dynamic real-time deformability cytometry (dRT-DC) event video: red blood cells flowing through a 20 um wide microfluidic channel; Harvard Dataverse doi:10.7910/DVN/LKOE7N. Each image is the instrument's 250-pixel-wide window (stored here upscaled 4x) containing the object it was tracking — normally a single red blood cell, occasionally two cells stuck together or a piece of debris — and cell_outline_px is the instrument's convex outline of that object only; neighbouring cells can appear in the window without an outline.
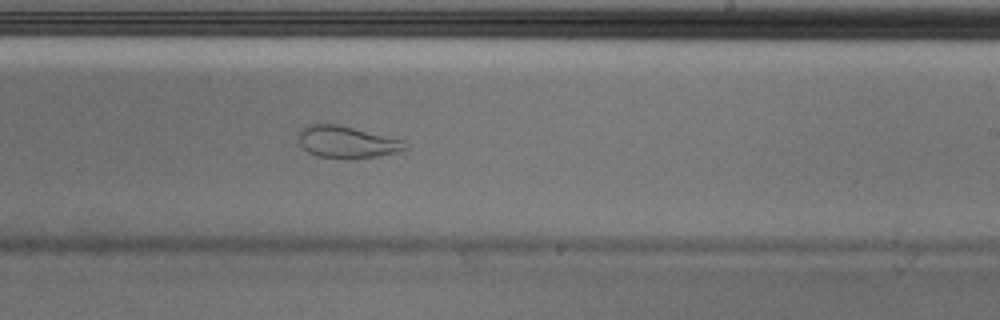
{"species": "Egyptian fruit bat (a non-hibernating species)", "species_latin": "Rousettus aegyptiacus", "temperature_condition": "cold", "stored_images_in_passage": 40, "camera_frame_rate_fps": 3000, "um_per_image_px": 0.085, "animal": {"sex": "male"}, "frame": {"image": 1, "passage_image": 18, "time_ms": 5.667, "image_size_px": [1000, 320], "cell_outline_px": [[408, 148], [396, 152], [380, 156], [316, 156], [308, 152], [300, 144], [300, 132], [308, 124], [340, 124], [400, 140], [408, 144]], "centroid_in_image_um": [29.48, 12.04], "position_along_channel_um": 259.5, "area_um2": 18.9}, "authors_computed_cell_mechanics": {"area_um2": 24.3627, "velocity_mm_per_s": 3.6662, "shape_relaxation_time_tau1_ms": null, "shape_relaxation_time_tau2_ms": 1.3101, "deformation_change_tau1": null, "deformation_change_tau2": 0.0739}}